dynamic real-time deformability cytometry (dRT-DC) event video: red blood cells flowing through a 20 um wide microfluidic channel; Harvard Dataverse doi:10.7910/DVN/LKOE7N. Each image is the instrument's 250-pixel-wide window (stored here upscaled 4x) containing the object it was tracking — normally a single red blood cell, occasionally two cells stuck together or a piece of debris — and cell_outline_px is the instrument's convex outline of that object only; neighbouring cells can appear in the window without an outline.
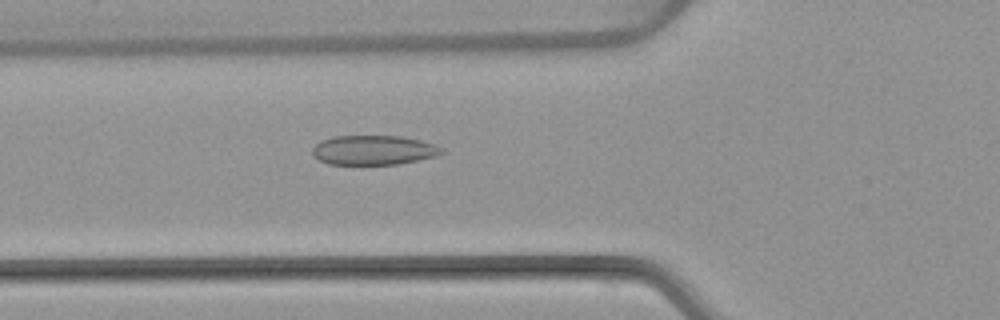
{"species": "common noctule bat (a hibernating species)", "species_latin": "Nyctalus noctula", "temperature_condition": "warm", "stored_images_in_passage": 37, "camera_frame_rate_fps": 3000, "um_per_image_px": 0.085, "animal": {"sex": "female", "body_mass_g": 22.7, "forearm_length_mm": 54.2}, "frame": {"image": 1, "passage_image": 8, "time_ms": 2.333, "image_size_px": [1000, 320], "cell_outline_px": [[444, 152], [436, 156], [396, 164], [328, 164], [312, 156], [312, 148], [320, 140], [332, 136], [404, 136], [436, 144], [444, 148]], "centroid_in_image_um": [31.75, 12.75], "position_along_channel_um": 94.1, "area_um2": 22.37}}
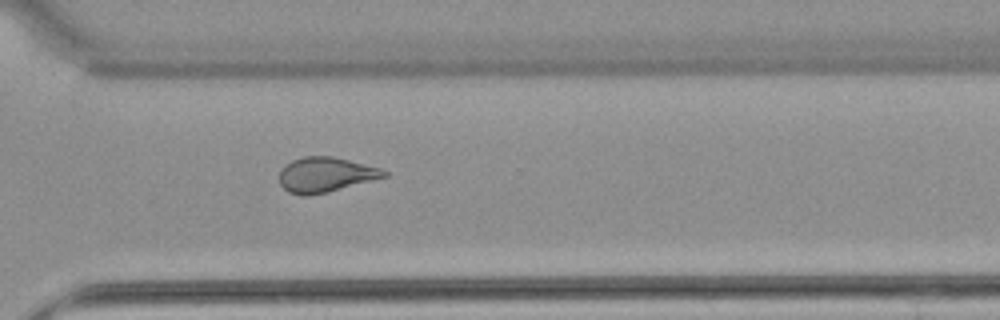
{"frame": {"image": 2, "passage_image": 27, "time_ms": 8.667, "image_size_px": [1000, 320], "cell_outline_px": [[388, 176], [328, 192], [308, 196], [300, 196], [288, 192], [280, 184], [280, 172], [284, 164], [292, 160], [304, 156], [332, 156], [380, 168], [388, 172]], "centroid_in_image_um": [27.64, 14.85], "position_along_channel_um": 343.0, "area_um2": 21.33}}
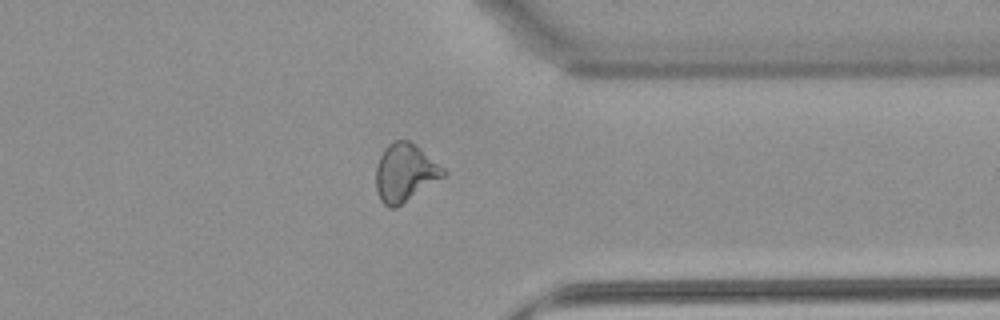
{"frame": {"image": 3, "passage_image": 30, "time_ms": 9.667, "image_size_px": [1000, 320], "cell_outline_px": [[448, 172], [444, 176], [396, 208], [388, 208], [380, 200], [376, 188], [376, 168], [380, 156], [384, 148], [388, 144], [396, 140], [408, 140], [444, 168]], "centroid_in_image_um": [34.4, 14.7], "position_along_channel_um": 377.0, "area_um2": 22.43}}